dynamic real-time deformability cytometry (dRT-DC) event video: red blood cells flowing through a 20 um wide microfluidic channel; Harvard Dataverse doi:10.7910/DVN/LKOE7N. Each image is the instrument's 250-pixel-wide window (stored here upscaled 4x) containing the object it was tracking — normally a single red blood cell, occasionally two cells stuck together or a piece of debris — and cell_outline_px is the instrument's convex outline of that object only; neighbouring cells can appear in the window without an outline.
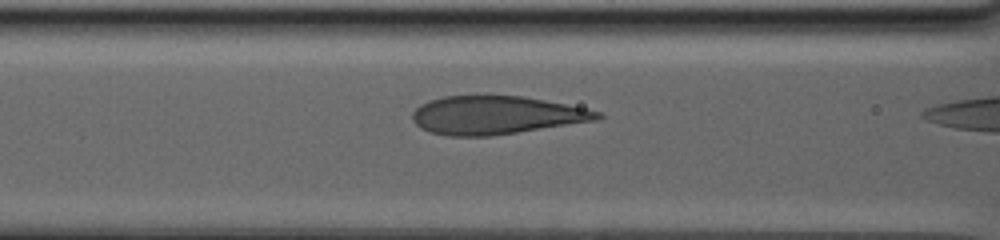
{"species": "human", "species_latin": "Homo sapiens", "temperature_condition": "warm", "stored_images_in_passage": 19, "camera_frame_rate_fps": 3000, "um_per_image_px": 0.085, "donor": {"sex": "male"}, "frame": {"image": 1, "passage_image": 17, "time_ms": 5.0, "image_size_px": [1000, 240], "cell_outline_px": [[604, 116], [596, 120], [492, 136], [448, 136], [428, 132], [420, 128], [412, 120], [412, 112], [420, 104], [428, 100], [444, 96], [524, 96], [584, 108], [600, 112]], "centroid_in_image_um": [42.1, 9.79], "position_along_channel_um": 124.5, "area_um2": 41.1}}